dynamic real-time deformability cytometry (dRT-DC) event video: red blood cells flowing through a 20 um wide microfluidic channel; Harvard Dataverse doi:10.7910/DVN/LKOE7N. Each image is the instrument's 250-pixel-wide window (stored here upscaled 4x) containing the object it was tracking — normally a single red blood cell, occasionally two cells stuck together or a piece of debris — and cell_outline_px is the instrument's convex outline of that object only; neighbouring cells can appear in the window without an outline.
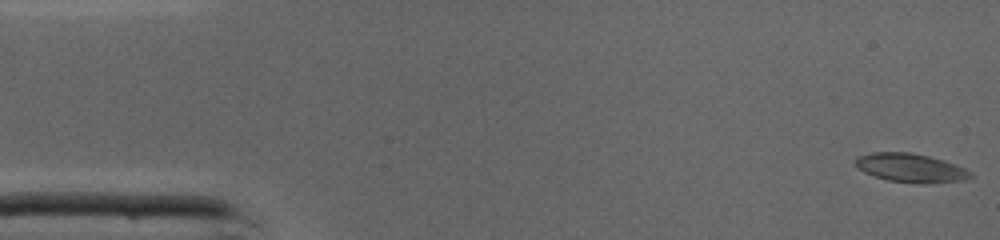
{"species": "common noctule bat (a hibernating species)", "species_latin": "Nyctalus noctula", "temperature_condition": "cold", "stored_images_in_passage": 47, "camera_frame_rate_fps": 3000, "um_per_image_px": 0.085, "animal": {"sex": "male", "body_mass_g": 19.0, "forearm_length_mm": 50.8}, "frame": {"image": 1, "passage_image": 1, "time_ms": 0.0, "image_size_px": [1000, 240], "cell_outline_px": [[972, 176], [964, 180], [924, 184], [888, 180], [864, 172], [856, 168], [856, 160], [860, 156], [872, 152], [908, 152], [928, 156], [944, 160], [956, 164], [972, 172]], "centroid_in_image_um": [77.43, 14.27], "position_along_channel_um": 7.6, "area_um2": 19.13}}
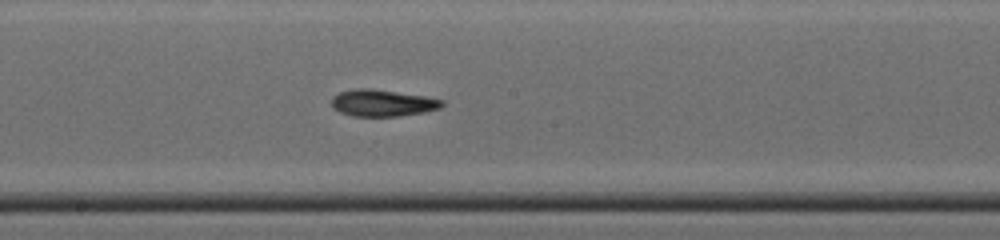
{"frame": {"image": 2, "passage_image": 24, "time_ms": 7.667, "image_size_px": [1000, 240], "cell_outline_px": [[444, 104], [440, 108], [424, 112], [396, 116], [352, 116], [340, 112], [332, 108], [332, 96], [340, 92], [356, 88], [372, 88], [424, 96], [444, 100]], "centroid_in_image_um": [32.49, 8.75], "position_along_channel_um": 215.7, "area_um2": 17.22}}
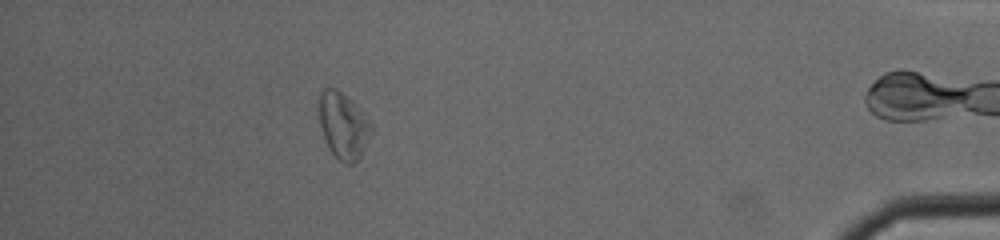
{"frame": {"image": 3, "passage_image": 41, "time_ms": 13.333, "image_size_px": [1000, 240], "cell_outline_px": [[372, 132], [360, 156], [352, 164], [344, 164], [328, 148], [320, 124], [320, 92], [324, 88], [336, 88], [352, 100], [364, 112], [372, 124]], "centroid_in_image_um": [29.2, 10.66], "position_along_channel_um": 406.0, "area_um2": 20.0}, "authors_computed_cell_mechanics": {"area_um2": 18.0914, "velocity_mm_per_s": 4.3292, "shape_relaxation_time_tau1_ms": 9.6011, "shape_relaxation_time_tau2_ms": 9.1788, "deformation_change_tau1": 0.2094, "deformation_change_tau2": 0.2307}}